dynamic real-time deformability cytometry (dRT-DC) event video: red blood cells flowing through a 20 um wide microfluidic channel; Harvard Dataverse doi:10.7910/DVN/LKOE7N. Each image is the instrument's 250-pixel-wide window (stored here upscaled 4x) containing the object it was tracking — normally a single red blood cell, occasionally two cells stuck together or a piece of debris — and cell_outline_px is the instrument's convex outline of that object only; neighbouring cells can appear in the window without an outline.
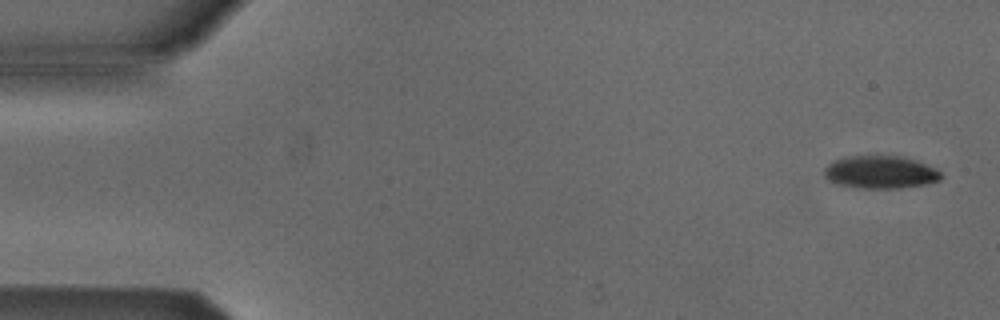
{"species": "Egyptian fruit bat (a non-hibernating species)", "species_latin": "Rousettus aegyptiacus", "temperature_condition": "cold", "stored_images_in_passage": 4, "camera_frame_rate_fps": 3000, "um_per_image_px": 0.085, "animal": {"sex": "male"}, "frame": {"image": 1, "passage_image": 1, "time_ms": 0.0, "image_size_px": [1000, 320], "cell_outline_px": [[944, 176], [940, 180], [924, 184], [900, 188], [860, 188], [836, 184], [828, 180], [824, 176], [824, 168], [828, 164], [836, 160], [848, 156], [876, 152], [904, 156], [916, 160], [936, 168]], "centroid_in_image_um": [74.83, 14.58], "position_along_channel_um": 10.2, "area_um2": 23.18}}
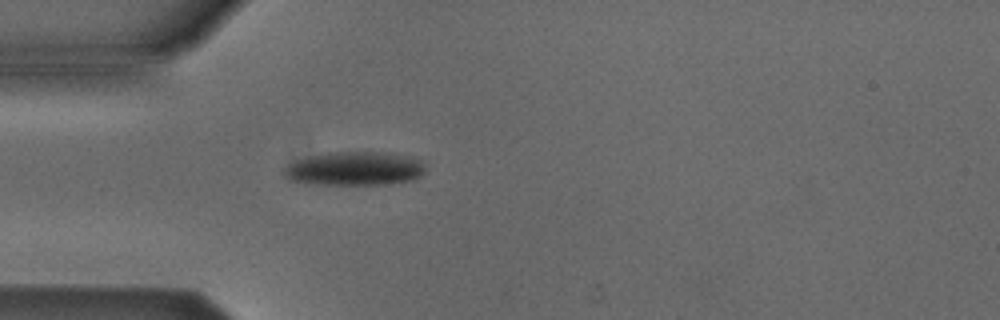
{"frame": {"image": 2, "passage_image": 4, "time_ms": 4.333, "image_size_px": [1000, 320], "cell_outline_px": [[424, 172], [420, 176], [412, 180], [384, 184], [308, 184], [288, 180], [280, 172], [288, 164], [296, 160], [328, 152], [388, 152], [408, 156], [424, 160]], "centroid_in_image_um": [30.12, 14.33], "position_along_channel_um": 54.9, "area_um2": 28.09}}